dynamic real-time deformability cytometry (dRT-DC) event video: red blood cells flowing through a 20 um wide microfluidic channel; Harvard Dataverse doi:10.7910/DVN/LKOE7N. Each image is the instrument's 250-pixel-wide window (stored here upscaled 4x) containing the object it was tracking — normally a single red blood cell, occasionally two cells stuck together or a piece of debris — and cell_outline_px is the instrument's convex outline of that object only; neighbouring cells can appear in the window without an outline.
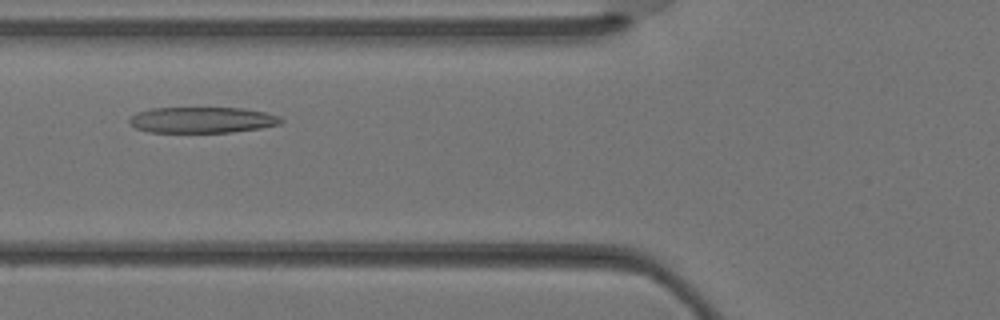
{"species": "Egyptian fruit bat (a non-hibernating species)", "species_latin": "Rousettus aegyptiacus", "temperature_condition": "warm", "stored_images_in_passage": 2, "camera_frame_rate_fps": 3000, "um_per_image_px": 0.085, "animal": {"sex": "female"}, "frame": {"image": 1, "passage_image": 2, "time_ms": 0.333, "image_size_px": [1000, 320], "cell_outline_px": [[284, 120], [280, 124], [260, 128], [232, 132], [148, 132], [136, 128], [128, 124], [128, 120], [136, 112], [152, 108], [240, 108], [264, 112], [280, 116]], "centroid_in_image_um": [17.16, 10.2], "position_along_channel_um": 108.6, "area_um2": 22.95}}